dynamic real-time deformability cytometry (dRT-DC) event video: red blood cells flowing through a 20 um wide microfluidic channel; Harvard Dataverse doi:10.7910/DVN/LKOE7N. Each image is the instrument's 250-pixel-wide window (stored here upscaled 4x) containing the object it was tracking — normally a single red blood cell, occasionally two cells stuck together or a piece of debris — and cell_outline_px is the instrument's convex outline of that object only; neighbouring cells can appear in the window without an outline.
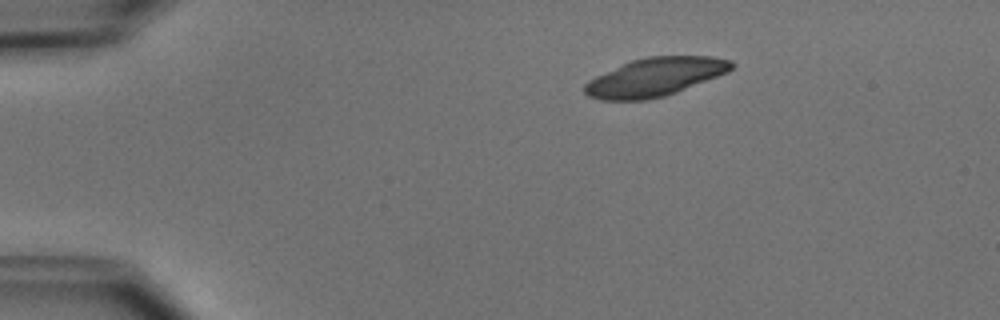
{"species": "common noctule bat (a hibernating species)", "species_latin": "Nyctalus noctula", "temperature_condition": "cold", "stored_images_in_passage": 2, "camera_frame_rate_fps": 3000, "um_per_image_px": 0.085, "animal": {"sex": "male", "body_mass_g": 15.6}, "frame": {"image": 1, "passage_image": 2, "time_ms": 2.333, "image_size_px": [1000, 320], "cell_outline_px": [[736, 64], [728, 72], [676, 92], [664, 96], [648, 100], [600, 100], [588, 96], [584, 92], [584, 84], [588, 80], [596, 76], [632, 60], [648, 56], [712, 56], [732, 60]], "centroid_in_image_um": [55.69, 6.55], "position_along_channel_um": 29.3, "area_um2": 32.77}}